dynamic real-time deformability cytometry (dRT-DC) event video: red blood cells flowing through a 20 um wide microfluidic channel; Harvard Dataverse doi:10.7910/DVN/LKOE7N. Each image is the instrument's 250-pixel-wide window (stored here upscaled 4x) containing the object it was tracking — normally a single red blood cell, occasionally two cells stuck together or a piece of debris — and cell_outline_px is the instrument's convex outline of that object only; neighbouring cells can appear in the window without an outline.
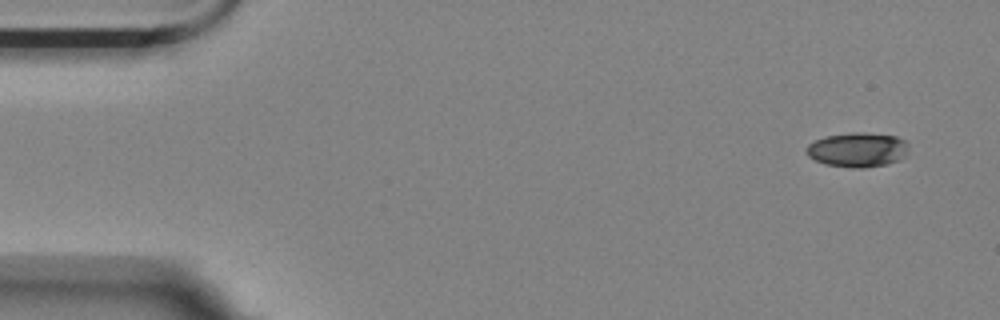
{"species": "Egyptian fruit bat (a non-hibernating species)", "species_latin": "Rousettus aegyptiacus", "temperature_condition": "room temperature", "stored_images_in_passage": 9, "camera_frame_rate_fps": 3000, "um_per_image_px": 0.085, "animal": {"sex": "female"}, "frame": {"image": 1, "passage_image": 1, "time_ms": 0.0, "image_size_px": [1000, 320], "cell_outline_px": [[908, 152], [896, 160], [888, 164], [864, 168], [852, 168], [824, 164], [808, 156], [804, 152], [808, 144], [816, 140], [828, 136], [852, 132], [860, 132], [896, 136], [908, 140]], "centroid_in_image_um": [72.9, 12.73], "position_along_channel_um": 12.1, "area_um2": 20.63}}
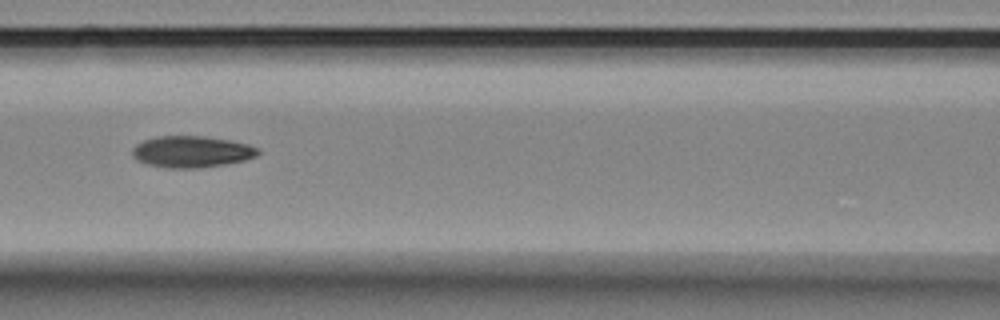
{"frame": {"image": 2, "passage_image": 7, "time_ms": 7.0, "image_size_px": [1000, 320], "cell_outline_px": [[260, 152], [256, 156], [244, 160], [224, 164], [200, 168], [164, 168], [148, 164], [136, 160], [132, 156], [132, 148], [136, 144], [144, 140], [156, 136], [204, 136], [228, 140], [248, 144], [256, 148]], "centroid_in_image_um": [16.24, 12.9], "position_along_channel_um": 150.4, "area_um2": 23.06}}
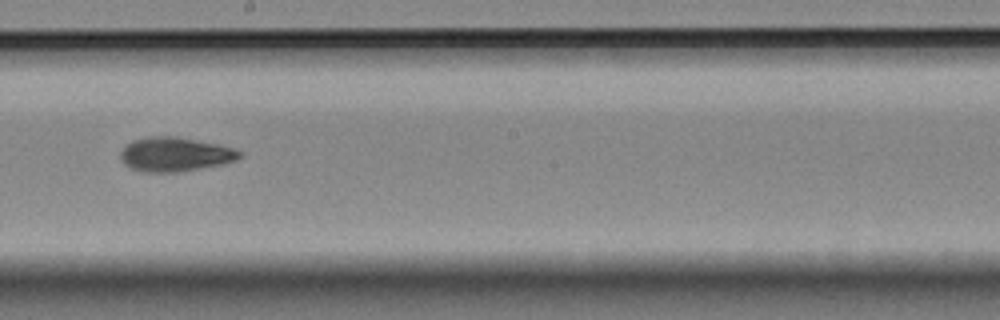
{"frame": {"image": 3, "passage_image": 9, "time_ms": 9.333, "image_size_px": [1000, 320], "cell_outline_px": [[244, 156], [236, 160], [224, 164], [176, 172], [140, 172], [124, 164], [120, 160], [120, 152], [132, 140], [148, 136], [176, 136], [216, 144], [232, 148], [244, 152]], "centroid_in_image_um": [14.88, 13.12], "position_along_channel_um": 233.3, "area_um2": 23.81}}